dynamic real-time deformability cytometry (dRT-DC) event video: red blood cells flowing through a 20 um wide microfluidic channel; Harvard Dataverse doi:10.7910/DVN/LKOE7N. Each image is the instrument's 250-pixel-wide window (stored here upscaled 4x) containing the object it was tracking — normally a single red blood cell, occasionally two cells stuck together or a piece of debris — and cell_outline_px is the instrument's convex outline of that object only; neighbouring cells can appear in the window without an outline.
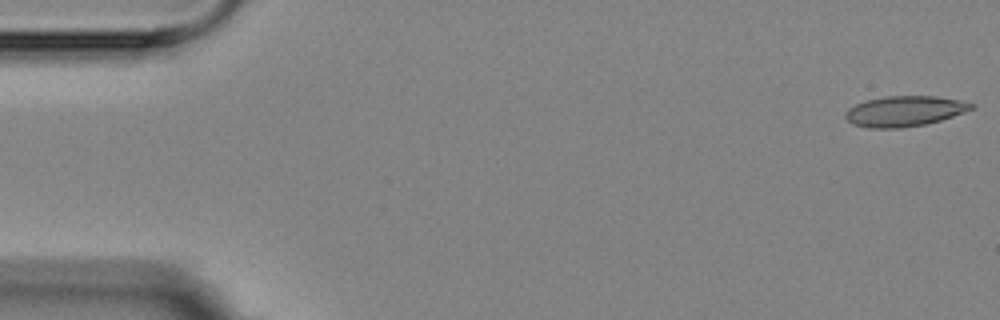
{"species": "Egyptian fruit bat (a non-hibernating species)", "species_latin": "Rousettus aegyptiacus", "temperature_condition": "room temperature", "stored_images_in_passage": 4, "camera_frame_rate_fps": 3000, "um_per_image_px": 0.085, "animal": {"sex": "female"}, "frame": {"image": 1, "passage_image": 1, "time_ms": 0.0, "image_size_px": [1000, 320], "cell_outline_px": [[976, 108], [940, 120], [924, 124], [900, 128], [868, 128], [852, 124], [844, 116], [844, 112], [848, 108], [864, 100], [888, 96], [936, 96], [960, 100], [976, 104]], "centroid_in_image_um": [76.87, 9.44], "position_along_channel_um": 8.1, "area_um2": 22.43}}